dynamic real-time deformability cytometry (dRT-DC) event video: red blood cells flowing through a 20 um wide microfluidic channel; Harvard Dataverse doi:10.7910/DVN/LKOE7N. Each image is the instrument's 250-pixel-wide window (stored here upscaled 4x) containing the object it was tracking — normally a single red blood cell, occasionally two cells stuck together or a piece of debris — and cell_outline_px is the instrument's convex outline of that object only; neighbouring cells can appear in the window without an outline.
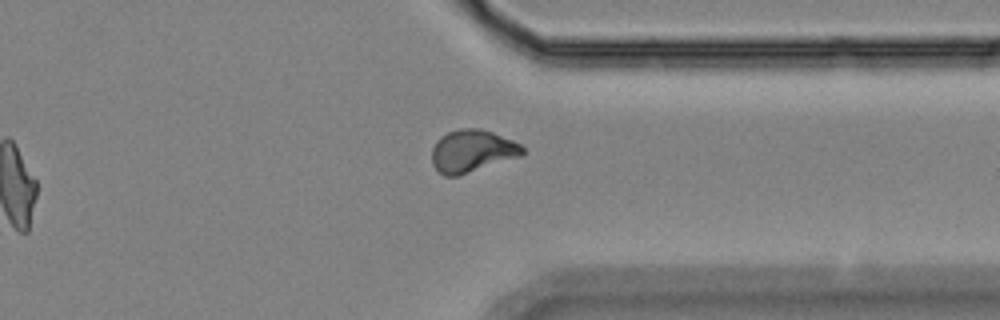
{"species": "Egyptian fruit bat (a non-hibernating species)", "species_latin": "Rousettus aegyptiacus", "temperature_condition": "room temperature", "stored_images_in_passage": 14, "segment_of_instrument_passage": [2, 2], "camera_frame_rate_fps": 3000, "um_per_image_px": 0.085, "animal": {"sex": "female"}, "frame": {"image": 1, "passage_image": 14, "time_ms": 16.333, "image_size_px": [1000, 320], "cell_outline_px": [[524, 152], [520, 156], [456, 176], [444, 176], [432, 164], [432, 148], [436, 140], [440, 136], [448, 132], [460, 128], [480, 128], [492, 132], [512, 140], [520, 144], [524, 148]], "centroid_in_image_um": [40.1, 12.82], "position_along_channel_um": 371.3, "area_um2": 22.2}}